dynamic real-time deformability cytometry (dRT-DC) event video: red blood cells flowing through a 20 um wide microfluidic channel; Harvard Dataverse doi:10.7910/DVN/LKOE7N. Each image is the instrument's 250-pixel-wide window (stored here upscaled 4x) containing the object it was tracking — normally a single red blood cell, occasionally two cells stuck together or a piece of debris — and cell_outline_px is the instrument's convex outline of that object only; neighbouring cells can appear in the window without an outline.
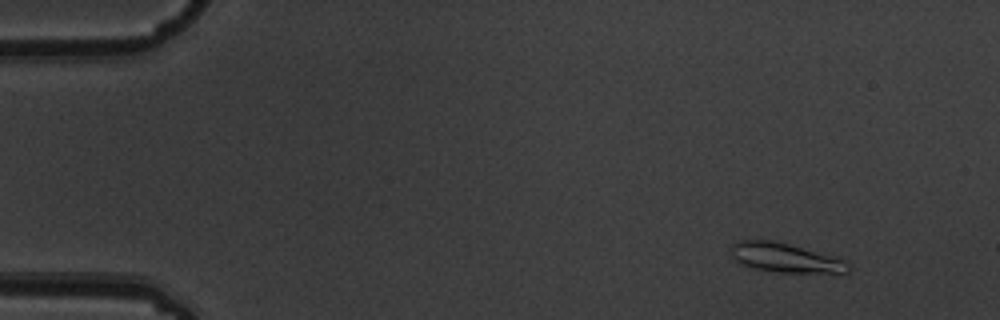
{"species": "common noctule bat (a hibernating species)", "species_latin": "Nyctalus noctula", "temperature_condition": "warm", "stored_images_in_passage": 5, "camera_frame_rate_fps": 3000, "um_per_image_px": 0.085, "animal": {"sex": "male", "body_mass_g": 19.5, "forearm_length_mm": 54.6}, "frame": {"image": 1, "passage_image": 2, "time_ms": 0.333, "image_size_px": [1000, 320], "cell_outline_px": [[852, 268], [848, 272], [780, 272], [756, 268], [744, 264], [736, 260], [732, 256], [732, 244], [740, 240], [772, 240], [788, 244], [848, 260], [852, 264]], "centroid_in_image_um": [66.82, 21.9], "position_along_channel_um": 18.2, "area_um2": 19.65}}